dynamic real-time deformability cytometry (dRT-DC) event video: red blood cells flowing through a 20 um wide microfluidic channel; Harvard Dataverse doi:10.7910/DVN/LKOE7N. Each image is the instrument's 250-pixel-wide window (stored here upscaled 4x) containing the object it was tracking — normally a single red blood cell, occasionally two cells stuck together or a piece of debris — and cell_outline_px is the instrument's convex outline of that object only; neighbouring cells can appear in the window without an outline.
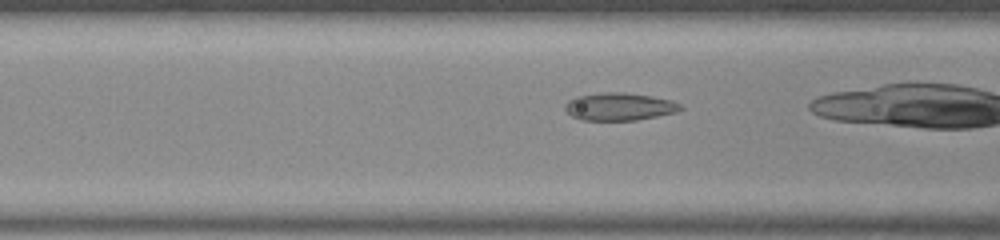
{"species": "common noctule bat (a hibernating species)", "species_latin": "Nyctalus noctula", "temperature_condition": "room temperature", "stored_images_in_passage": 25, "camera_frame_rate_fps": 3000, "um_per_image_px": 0.085, "animal": {"sex": "male", "body_mass_g": 20.0, "forearm_length_mm": 53.3}, "frame": {"image": 1, "passage_image": 4, "time_ms": 1.0, "image_size_px": [1000, 240], "cell_outline_px": [[684, 108], [676, 112], [636, 120], [580, 120], [572, 116], [564, 108], [564, 104], [568, 100], [576, 96], [600, 92], [624, 92], [652, 96], [672, 100], [680, 104]], "centroid_in_image_um": [52.62, 9.05], "position_along_channel_um": 114.0, "area_um2": 18.73}}